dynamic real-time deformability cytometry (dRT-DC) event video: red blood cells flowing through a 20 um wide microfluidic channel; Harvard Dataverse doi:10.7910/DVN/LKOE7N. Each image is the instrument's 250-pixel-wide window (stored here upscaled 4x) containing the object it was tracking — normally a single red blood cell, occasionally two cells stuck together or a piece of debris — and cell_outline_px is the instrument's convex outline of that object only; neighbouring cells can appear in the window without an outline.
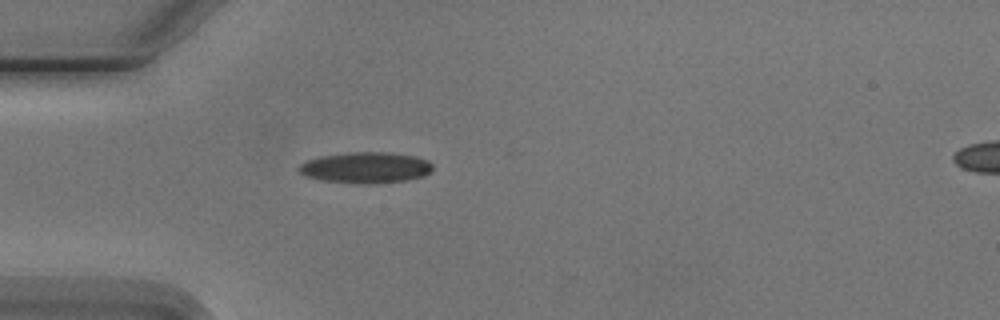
{"species": "Egyptian fruit bat (a non-hibernating species)", "species_latin": "Rousettus aegyptiacus", "temperature_condition": "cold", "stored_images_in_passage": 3, "camera_frame_rate_fps": 3000, "um_per_image_px": 0.085, "animal": {"sex": "male"}, "frame": {"image": 1, "passage_image": 3, "time_ms": 3.333, "image_size_px": [1000, 320], "cell_outline_px": [[432, 172], [424, 176], [404, 180], [368, 184], [364, 184], [320, 180], [308, 176], [300, 172], [296, 168], [300, 164], [308, 160], [320, 156], [348, 152], [388, 152], [416, 156], [428, 160], [432, 164]], "centroid_in_image_um": [31.1, 14.24], "position_along_channel_um": 53.9, "area_um2": 24.22}}